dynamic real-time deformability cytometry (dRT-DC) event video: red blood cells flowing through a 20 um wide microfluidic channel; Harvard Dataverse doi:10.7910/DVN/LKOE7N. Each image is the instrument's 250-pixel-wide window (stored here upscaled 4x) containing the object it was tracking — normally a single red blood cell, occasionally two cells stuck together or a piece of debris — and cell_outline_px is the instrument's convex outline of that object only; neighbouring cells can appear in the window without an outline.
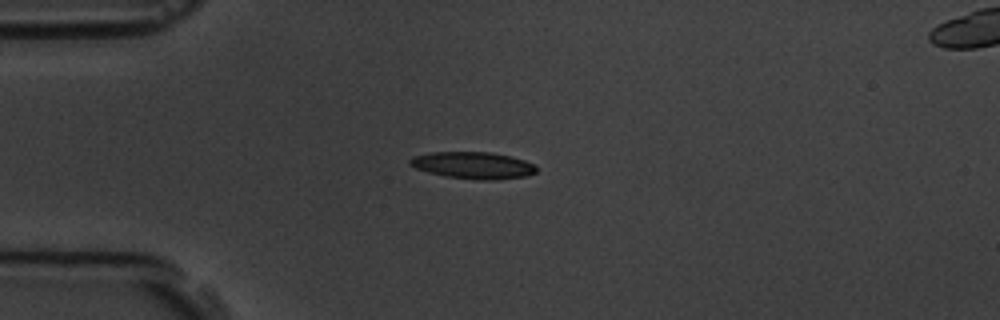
{"species": "common noctule bat (a hibernating species)", "species_latin": "Nyctalus noctula", "temperature_condition": "room temperature", "stored_images_in_passage": 6, "camera_frame_rate_fps": 3000, "um_per_image_px": 0.085, "animal": {"sex": "male", "body_mass_g": 19.5, "forearm_length_mm": 54.6}, "frame": {"image": 1, "passage_image": 4, "time_ms": 3.667, "image_size_px": [1000, 320], "cell_outline_px": [[536, 172], [528, 176], [492, 180], [476, 180], [444, 176], [428, 172], [416, 168], [408, 164], [408, 160], [412, 156], [432, 152], [492, 152], [524, 160], [532, 164], [536, 168]], "centroid_in_image_um": [40.17, 14.05], "position_along_channel_um": 44.8, "area_um2": 19.83}}
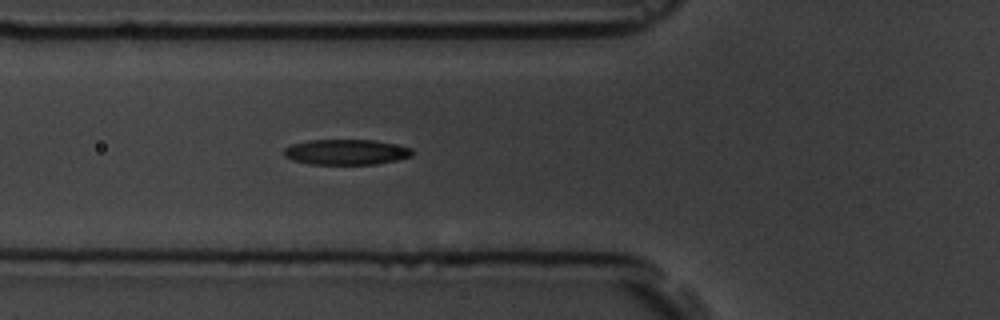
{"frame": {"image": 2, "passage_image": 6, "time_ms": 5.667, "image_size_px": [1000, 320], "cell_outline_px": [[412, 156], [396, 160], [376, 164], [312, 164], [292, 160], [284, 156], [284, 148], [292, 144], [308, 140], [376, 140], [412, 148]], "centroid_in_image_um": [29.41, 12.92], "position_along_channel_um": 96.4, "area_um2": 18.96}}